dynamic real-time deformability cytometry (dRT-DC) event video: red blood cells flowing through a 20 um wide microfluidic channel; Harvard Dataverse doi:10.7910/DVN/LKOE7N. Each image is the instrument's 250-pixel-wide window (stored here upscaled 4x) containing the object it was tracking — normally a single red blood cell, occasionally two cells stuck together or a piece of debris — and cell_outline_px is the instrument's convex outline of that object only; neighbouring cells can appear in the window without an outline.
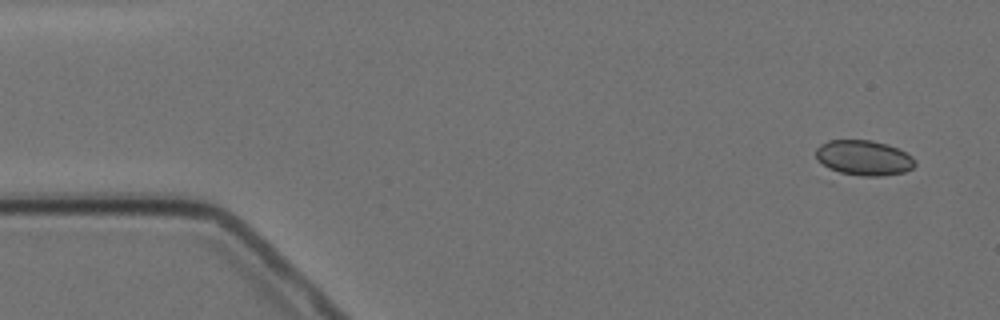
{"species": "Egyptian fruit bat (a non-hibernating species)", "species_latin": "Rousettus aegyptiacus", "temperature_condition": "cold", "stored_images_in_passage": 6, "camera_frame_rate_fps": 3000, "um_per_image_px": 0.085, "animal": {"sex": "female"}, "frame": {"image": 1, "passage_image": 1, "time_ms": 0.0, "image_size_px": [1000, 320], "cell_outline_px": [[916, 164], [912, 168], [904, 172], [880, 176], [864, 176], [828, 172], [816, 160], [816, 148], [820, 144], [828, 140], [872, 140], [888, 144], [912, 156], [916, 160]], "centroid_in_image_um": [73.35, 13.43], "position_along_channel_um": 11.7, "area_um2": 20.87}}
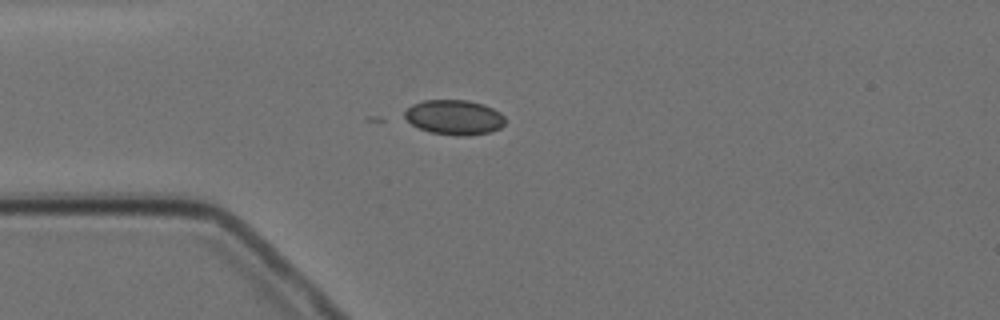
{"frame": {"image": 2, "passage_image": 4, "time_ms": 3.667, "image_size_px": [1000, 320], "cell_outline_px": [[508, 120], [500, 128], [492, 132], [468, 136], [456, 136], [428, 132], [412, 124], [404, 116], [404, 112], [412, 104], [424, 100], [468, 100], [484, 104], [500, 112]], "centroid_in_image_um": [38.65, 9.98], "position_along_channel_um": 46.3, "area_um2": 20.69}}
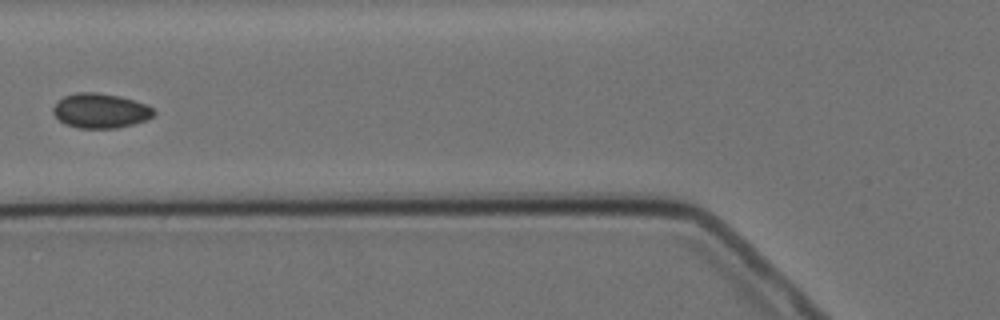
{"frame": {"image": 3, "passage_image": 6, "time_ms": 6.0, "image_size_px": [1000, 320], "cell_outline_px": [[156, 112], [152, 116], [144, 120], [132, 124], [116, 128], [76, 128], [64, 124], [52, 112], [52, 108], [64, 96], [80, 92], [96, 92], [120, 96], [144, 104], [152, 108]], "centroid_in_image_um": [8.51, 9.42], "position_along_channel_um": 117.3, "area_um2": 20.11}}